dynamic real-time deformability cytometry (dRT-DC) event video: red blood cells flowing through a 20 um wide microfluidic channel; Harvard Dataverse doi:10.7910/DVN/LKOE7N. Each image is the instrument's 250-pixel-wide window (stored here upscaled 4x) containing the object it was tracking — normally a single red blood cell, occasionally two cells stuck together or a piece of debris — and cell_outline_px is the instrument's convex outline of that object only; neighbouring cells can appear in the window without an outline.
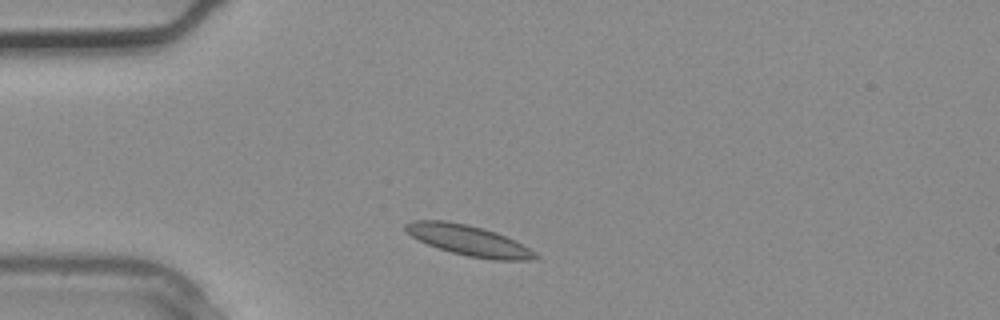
{"species": "common noctule bat (a hibernating species)", "species_latin": "Nyctalus noctula", "temperature_condition": "warm", "stored_images_in_passage": 1, "camera_frame_rate_fps": 3000, "um_per_image_px": 0.085, "animal": {"sex": "male", "body_mass_g": 20.4}, "frame": {"image": 1, "passage_image": 1, "time_ms": 0.0, "image_size_px": [1000, 320], "cell_outline_px": [[540, 256], [532, 260], [492, 260], [468, 256], [452, 252], [428, 244], [412, 236], [404, 228], [404, 224], [412, 220], [448, 220], [468, 224], [484, 228], [496, 232], [536, 252]], "centroid_in_image_um": [39.83, 20.42], "position_along_channel_um": 45.2, "area_um2": 22.83}}